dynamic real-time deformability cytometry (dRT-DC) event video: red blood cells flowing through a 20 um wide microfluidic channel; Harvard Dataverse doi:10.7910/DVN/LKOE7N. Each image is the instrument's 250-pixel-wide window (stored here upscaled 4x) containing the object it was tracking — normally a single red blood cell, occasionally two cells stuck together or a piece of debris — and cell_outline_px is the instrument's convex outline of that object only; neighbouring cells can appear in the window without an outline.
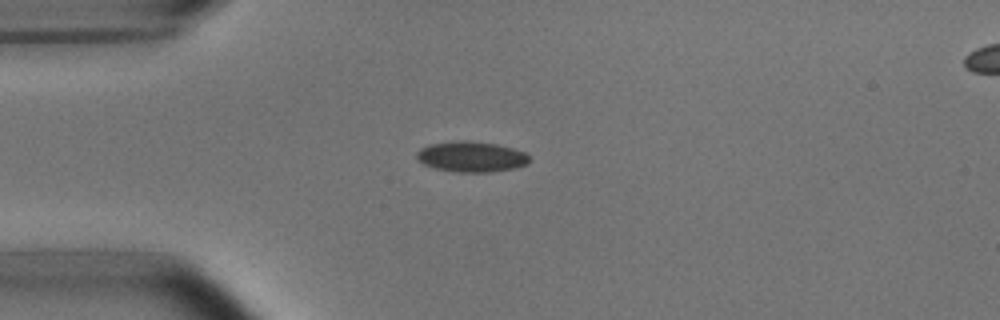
{"species": "common noctule bat (a hibernating species)", "species_latin": "Nyctalus noctula", "temperature_condition": "room temperature", "stored_images_in_passage": 40, "camera_frame_rate_fps": 3000, "um_per_image_px": 0.085, "animal": {"sex": "male", "body_mass_g": 15.6}, "frame": {"image": 1, "passage_image": 1, "time_ms": 0.0, "image_size_px": [1000, 320], "cell_outline_px": [[528, 164], [516, 168], [488, 172], [456, 172], [436, 168], [424, 164], [416, 160], [416, 152], [420, 148], [432, 144], [460, 140], [464, 140], [496, 144], [512, 148], [524, 152], [528, 156]], "centroid_in_image_um": [40.04, 13.32], "position_along_channel_um": 45.0, "area_um2": 19.94}}
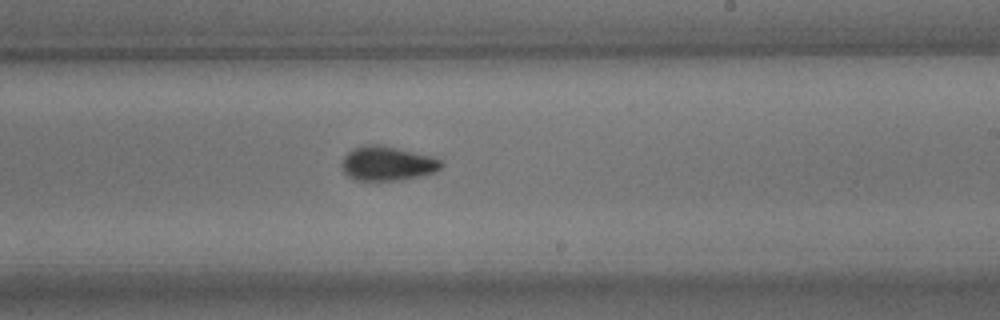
{"frame": {"image": 2, "passage_image": 19, "time_ms": 6.0, "image_size_px": [1000, 320], "cell_outline_px": [[444, 164], [436, 172], [416, 176], [392, 180], [356, 180], [348, 176], [344, 172], [344, 156], [352, 148], [360, 144], [380, 144], [432, 156], [440, 160]], "centroid_in_image_um": [32.92, 13.86], "position_along_channel_um": 256.1, "area_um2": 19.65}}
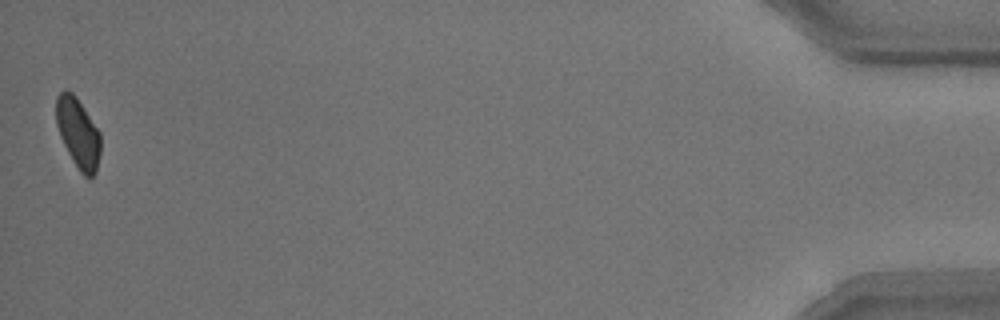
{"frame": {"image": 3, "passage_image": 40, "time_ms": 13.0, "image_size_px": [1000, 320], "cell_outline_px": [[100, 152], [96, 172], [92, 176], [84, 176], [80, 172], [68, 152], [60, 136], [56, 124], [56, 96], [60, 92], [72, 92], [76, 96], [100, 132]], "centroid_in_image_um": [6.64, 11.3], "position_along_channel_um": 428.6, "area_um2": 17.86}, "authors_computed_cell_mechanics": {"area_um2": 19.3341, "velocity_mm_per_s": 3.7801, "shape_relaxation_time_tau1_ms": 3.1242, "shape_relaxation_time_tau2_ms": 2.3919, "deformation_change_tau1": 0.1044, "deformation_change_tau2": 0.0507}}